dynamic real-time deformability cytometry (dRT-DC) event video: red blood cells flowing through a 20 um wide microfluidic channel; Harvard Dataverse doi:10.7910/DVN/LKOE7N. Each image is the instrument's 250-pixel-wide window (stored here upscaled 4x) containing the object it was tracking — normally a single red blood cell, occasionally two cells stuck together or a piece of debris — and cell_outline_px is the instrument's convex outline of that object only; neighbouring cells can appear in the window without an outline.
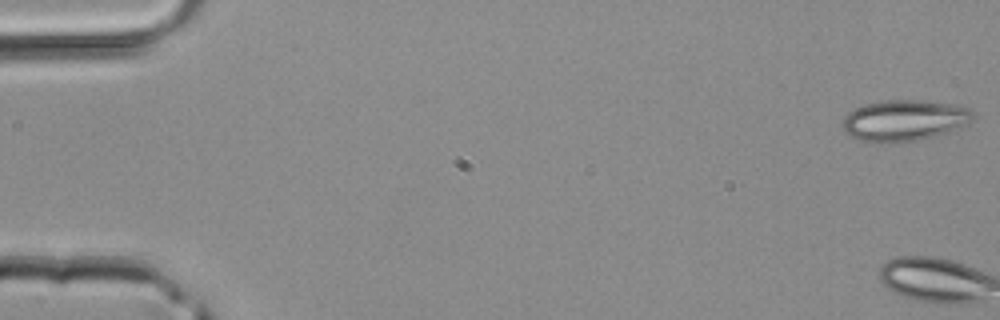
{"species": "common noctule bat (a hibernating species)", "species_latin": "Nyctalus noctula", "temperature_condition": "room temperature", "stored_images_in_passage": 3, "camera_frame_rate_fps": 3000, "um_per_image_px": 0.085, "animal": {"sex": "male", "body_mass_g": 20.4}, "frame": {"image": 1, "passage_image": 1, "time_ms": 0.0, "image_size_px": [1000, 320], "cell_outline_px": [[976, 116], [968, 124], [932, 136], [916, 140], [896, 144], [860, 140], [844, 132], [844, 116], [848, 112], [864, 104], [884, 100], [920, 100], [952, 104], [968, 108]], "centroid_in_image_um": [76.85, 10.23], "position_along_channel_um": 8.1, "area_um2": 31.04}}